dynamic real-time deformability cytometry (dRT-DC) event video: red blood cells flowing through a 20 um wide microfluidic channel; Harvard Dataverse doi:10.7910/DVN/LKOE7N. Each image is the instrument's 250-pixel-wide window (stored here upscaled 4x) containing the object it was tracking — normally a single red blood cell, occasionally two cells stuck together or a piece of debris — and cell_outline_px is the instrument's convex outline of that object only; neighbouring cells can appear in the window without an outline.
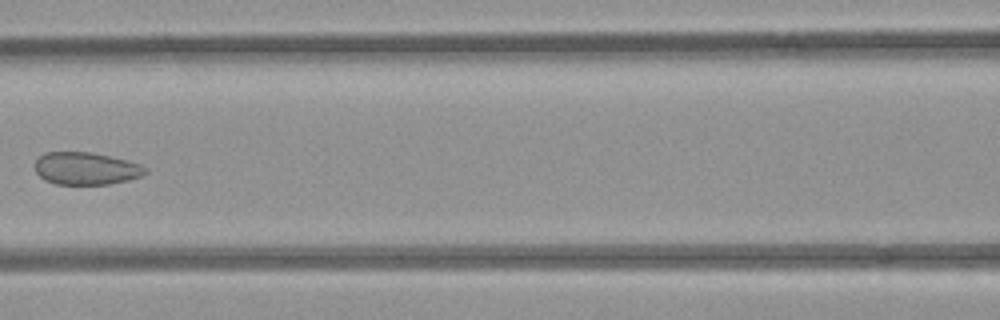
{"species": "common noctule bat (a hibernating species)", "species_latin": "Nyctalus noctula", "temperature_condition": "room temperature", "stored_images_in_passage": 4, "camera_frame_rate_fps": 3000, "um_per_image_px": 0.085, "animal": {"sex": "female", "body_mass_g": 21.9}, "frame": {"image": 1, "passage_image": 4, "time_ms": 3.333, "image_size_px": [1000, 320], "cell_outline_px": [[148, 172], [140, 176], [128, 180], [108, 184], [56, 184], [44, 180], [36, 172], [36, 160], [44, 152], [92, 152], [140, 164], [148, 168]], "centroid_in_image_um": [7.31, 14.32], "position_along_channel_um": 159.3, "area_um2": 20.75}}